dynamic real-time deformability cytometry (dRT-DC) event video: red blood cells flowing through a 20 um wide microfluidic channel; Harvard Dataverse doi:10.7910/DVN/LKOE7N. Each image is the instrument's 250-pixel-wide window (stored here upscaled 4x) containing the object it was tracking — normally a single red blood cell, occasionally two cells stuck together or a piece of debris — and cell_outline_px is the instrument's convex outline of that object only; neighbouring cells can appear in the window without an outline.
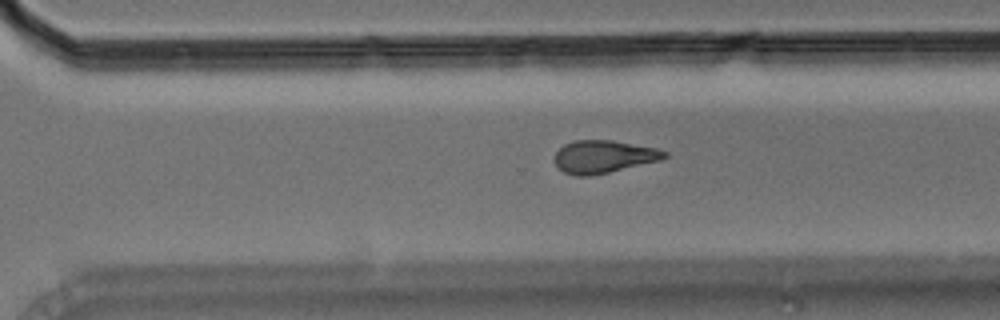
{"species": "Egyptian fruit bat (a non-hibernating species)", "species_latin": "Rousettus aegyptiacus", "temperature_condition": "room temperature", "stored_images_in_passage": 20, "camera_frame_rate_fps": 3000, "um_per_image_px": 0.085, "animal": {"sex": "male"}, "frame": {"image": 1, "passage_image": 15, "time_ms": 4.667, "image_size_px": [1000, 320], "cell_outline_px": [[668, 156], [660, 160], [608, 172], [588, 176], [576, 176], [564, 172], [556, 168], [552, 160], [556, 152], [564, 144], [576, 140], [612, 140], [656, 148], [668, 152]], "centroid_in_image_um": [51.25, 13.31], "position_along_channel_um": 319.3, "area_um2": 20.98}}